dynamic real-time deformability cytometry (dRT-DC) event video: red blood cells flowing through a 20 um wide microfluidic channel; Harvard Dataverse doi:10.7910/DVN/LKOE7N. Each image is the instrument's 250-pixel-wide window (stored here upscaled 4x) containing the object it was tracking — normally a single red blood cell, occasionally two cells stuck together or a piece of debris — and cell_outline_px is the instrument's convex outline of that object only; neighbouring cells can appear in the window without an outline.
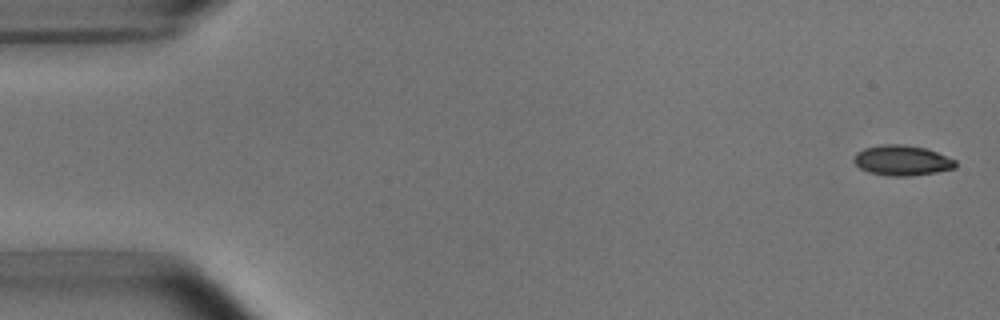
{"species": "common noctule bat (a hibernating species)", "species_latin": "Nyctalus noctula", "temperature_condition": "room temperature", "stored_images_in_passage": 5, "camera_frame_rate_fps": 3000, "um_per_image_px": 0.085, "animal": {"sex": "male", "body_mass_g": 15.6}, "frame": {"image": 1, "passage_image": 1, "time_ms": 0.0, "image_size_px": [1000, 320], "cell_outline_px": [[956, 168], [936, 172], [908, 176], [888, 176], [868, 172], [860, 168], [852, 160], [856, 152], [864, 148], [880, 144], [904, 144], [928, 148], [956, 160]], "centroid_in_image_um": [76.66, 13.62], "position_along_channel_um": 8.3, "area_um2": 18.15}}
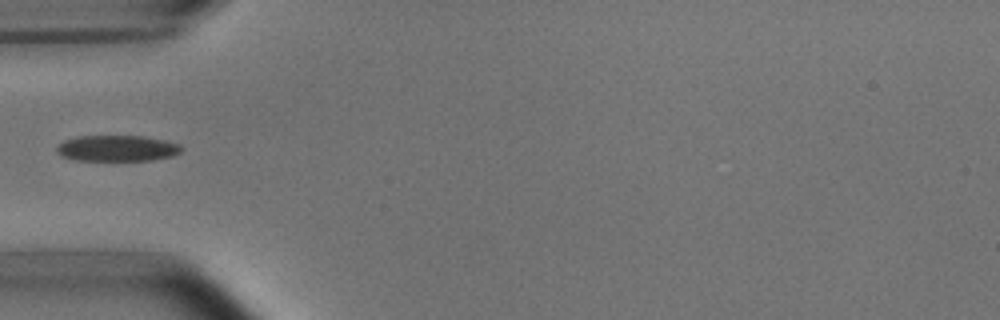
{"frame": {"image": 2, "passage_image": 5, "time_ms": 5.333, "image_size_px": [1000, 320], "cell_outline_px": [[180, 152], [172, 156], [152, 160], [76, 160], [60, 156], [56, 152], [56, 148], [64, 140], [76, 136], [144, 136], [164, 140], [180, 144]], "centroid_in_image_um": [9.92, 12.6], "position_along_channel_um": 75.1, "area_um2": 18.84}}